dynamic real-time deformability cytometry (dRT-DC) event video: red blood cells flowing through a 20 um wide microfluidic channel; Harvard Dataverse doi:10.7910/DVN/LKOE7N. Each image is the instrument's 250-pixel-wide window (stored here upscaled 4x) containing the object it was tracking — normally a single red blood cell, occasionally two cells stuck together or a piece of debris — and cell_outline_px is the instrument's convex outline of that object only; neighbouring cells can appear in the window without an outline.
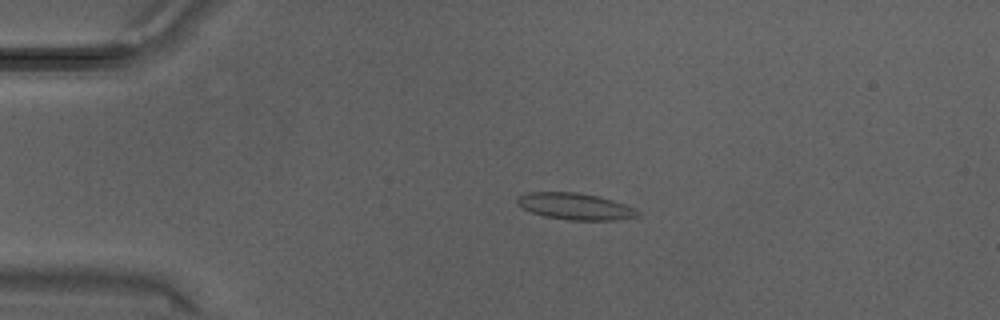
{"species": "Egyptian fruit bat (a non-hibernating species)", "species_latin": "Rousettus aegyptiacus", "temperature_condition": "warm", "stored_images_in_passage": 32, "camera_frame_rate_fps": 3000, "um_per_image_px": 0.085, "animal": {"sex": "male"}, "frame": {"image": 1, "passage_image": 7, "time_ms": 2.0, "image_size_px": [1000, 320], "cell_outline_px": [[640, 212], [636, 216], [612, 220], [568, 220], [544, 216], [532, 212], [516, 204], [516, 196], [528, 192], [576, 192], [600, 196], [636, 208]], "centroid_in_image_um": [48.85, 17.53], "position_along_channel_um": 36.1, "area_um2": 18.67}}
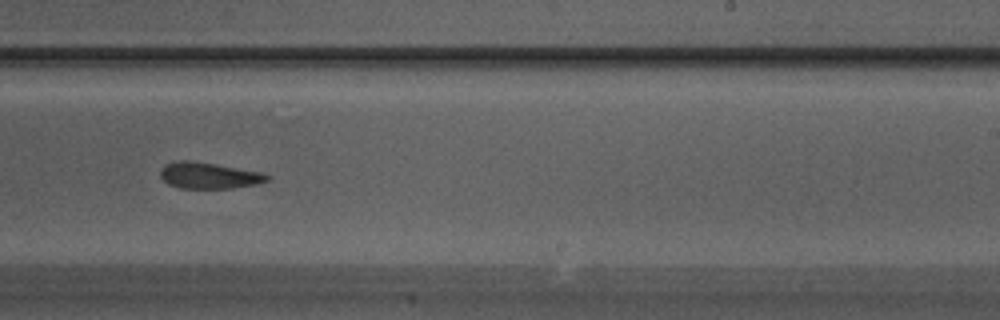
{"frame": {"image": 2, "passage_image": 20, "time_ms": 6.333, "image_size_px": [1000, 320], "cell_outline_px": [[272, 176], [268, 180], [256, 184], [232, 188], [180, 188], [168, 184], [160, 176], [160, 168], [164, 164], [180, 160], [192, 160], [216, 164], [260, 172]], "centroid_in_image_um": [17.72, 14.91], "position_along_channel_um": 271.3, "area_um2": 16.36}}
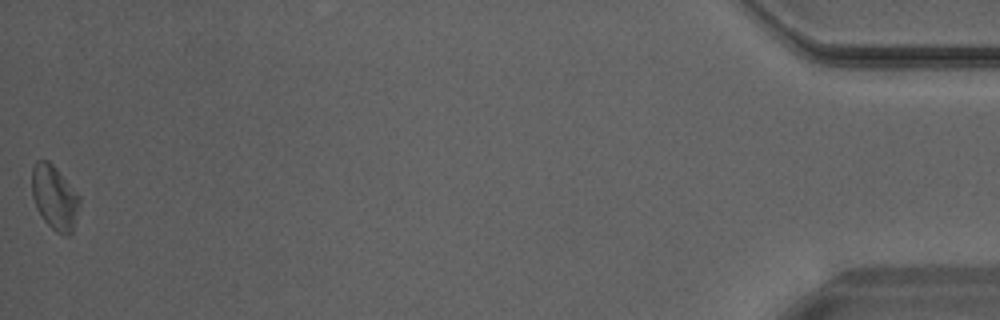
{"frame": {"image": 3, "passage_image": 32, "time_ms": 10.333, "image_size_px": [1000, 320], "cell_outline_px": [[80, 204], [72, 232], [68, 236], [64, 236], [56, 232], [40, 216], [32, 196], [32, 168], [36, 160], [48, 160], [56, 168], [80, 196]], "centroid_in_image_um": [4.63, 16.8], "position_along_channel_um": 430.6, "area_um2": 17.86}}